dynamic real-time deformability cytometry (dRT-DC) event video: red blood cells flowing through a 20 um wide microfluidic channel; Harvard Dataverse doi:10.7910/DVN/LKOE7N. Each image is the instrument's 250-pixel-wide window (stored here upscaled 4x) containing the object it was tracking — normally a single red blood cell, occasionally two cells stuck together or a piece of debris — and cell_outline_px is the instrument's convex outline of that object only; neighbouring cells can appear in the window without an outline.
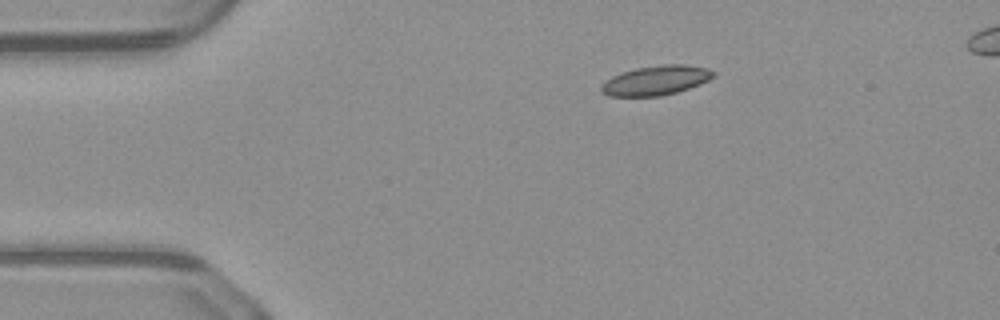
{"species": "common noctule bat (a hibernating species)", "species_latin": "Nyctalus noctula", "temperature_condition": "warm", "stored_images_in_passage": 43, "segment_of_instrument_passage": [1, 2], "camera_frame_rate_fps": 3000, "um_per_image_px": 0.085, "animal": {"sex": "male", "body_mass_g": 23.1, "forearm_length_mm": 52.7}, "frame": {"image": 1, "passage_image": 1, "time_ms": 0.0, "image_size_px": [1000, 320], "cell_outline_px": [[716, 76], [700, 84], [676, 92], [660, 96], [608, 96], [600, 92], [600, 84], [612, 76], [636, 68], [660, 64], [684, 64], [708, 68], [716, 72]], "centroid_in_image_um": [55.75, 6.83], "position_along_channel_um": 29.2, "area_um2": 19.42}}
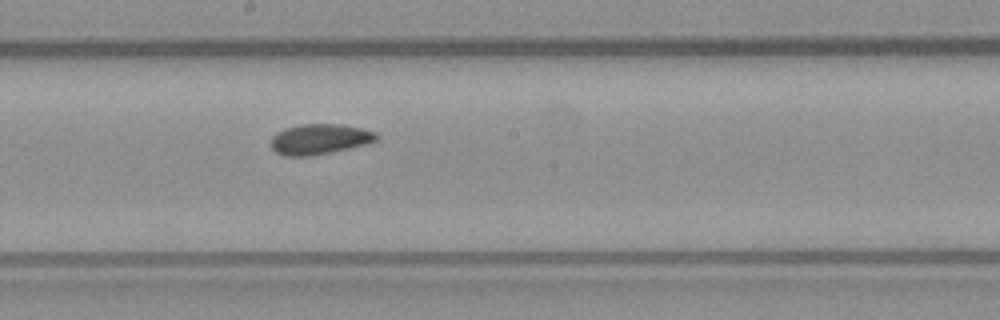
{"frame": {"image": 2, "passage_image": 19, "time_ms": 6.0, "image_size_px": [1000, 320], "cell_outline_px": [[380, 136], [376, 140], [364, 144], [348, 148], [312, 156], [284, 156], [276, 152], [272, 148], [272, 136], [276, 132], [284, 128], [300, 124], [344, 124], [376, 132]], "centroid_in_image_um": [27.15, 11.82], "position_along_channel_um": 221.1, "area_um2": 18.67}}
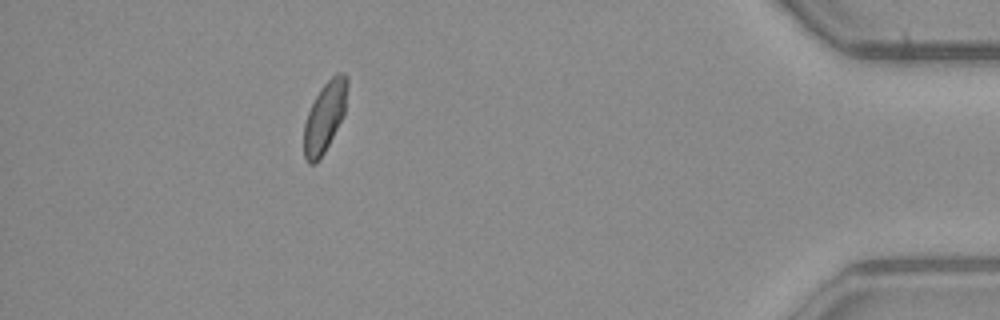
{"frame": {"image": 3, "passage_image": 37, "time_ms": 12.0, "image_size_px": [1000, 320], "cell_outline_px": [[348, 88], [344, 116], [324, 152], [316, 164], [308, 164], [304, 156], [304, 124], [308, 112], [320, 88], [336, 72], [344, 72], [348, 76]], "centroid_in_image_um": [27.62, 9.91], "position_along_channel_um": 407.6, "area_um2": 17.92}}